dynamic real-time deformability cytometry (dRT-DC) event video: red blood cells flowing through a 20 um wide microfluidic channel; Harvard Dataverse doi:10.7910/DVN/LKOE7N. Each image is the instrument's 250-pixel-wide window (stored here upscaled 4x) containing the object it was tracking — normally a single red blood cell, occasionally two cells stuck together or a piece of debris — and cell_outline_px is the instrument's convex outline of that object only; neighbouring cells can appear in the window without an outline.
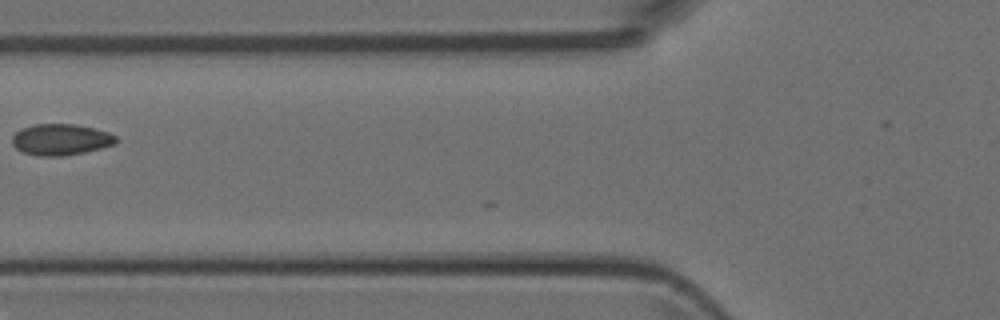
{"species": "Egyptian fruit bat (a non-hibernating species)", "species_latin": "Rousettus aegyptiacus", "temperature_condition": "room temperature", "stored_images_in_passage": 5, "camera_frame_rate_fps": 3000, "um_per_image_px": 0.085, "animal": {"sex": "female"}, "frame": {"image": 1, "passage_image": 5, "time_ms": 6.0, "image_size_px": [1000, 320], "cell_outline_px": [[116, 144], [84, 152], [64, 156], [36, 156], [24, 152], [16, 148], [12, 144], [12, 136], [16, 132], [24, 128], [36, 124], [76, 124], [108, 132], [116, 136]], "centroid_in_image_um": [5.16, 11.87], "position_along_channel_um": 120.6, "area_um2": 18.79}}